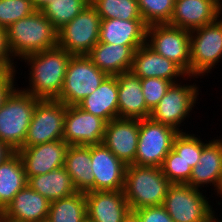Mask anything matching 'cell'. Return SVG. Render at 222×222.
I'll list each match as a JSON object with an SVG mask.
<instances>
[{
  "instance_id": "37",
  "label": "cell",
  "mask_w": 222,
  "mask_h": 222,
  "mask_svg": "<svg viewBox=\"0 0 222 222\" xmlns=\"http://www.w3.org/2000/svg\"><path fill=\"white\" fill-rule=\"evenodd\" d=\"M135 211L138 214L140 222H173L162 205L144 207Z\"/></svg>"
},
{
  "instance_id": "4",
  "label": "cell",
  "mask_w": 222,
  "mask_h": 222,
  "mask_svg": "<svg viewBox=\"0 0 222 222\" xmlns=\"http://www.w3.org/2000/svg\"><path fill=\"white\" fill-rule=\"evenodd\" d=\"M41 99L15 87L0 108V141L17 151L25 142L29 124Z\"/></svg>"
},
{
  "instance_id": "6",
  "label": "cell",
  "mask_w": 222,
  "mask_h": 222,
  "mask_svg": "<svg viewBox=\"0 0 222 222\" xmlns=\"http://www.w3.org/2000/svg\"><path fill=\"white\" fill-rule=\"evenodd\" d=\"M222 16L190 31V76H204L222 59ZM207 73V74H205Z\"/></svg>"
},
{
  "instance_id": "46",
  "label": "cell",
  "mask_w": 222,
  "mask_h": 222,
  "mask_svg": "<svg viewBox=\"0 0 222 222\" xmlns=\"http://www.w3.org/2000/svg\"><path fill=\"white\" fill-rule=\"evenodd\" d=\"M0 222H12V221L6 220V219H4V218H2V217L0 216Z\"/></svg>"
},
{
  "instance_id": "22",
  "label": "cell",
  "mask_w": 222,
  "mask_h": 222,
  "mask_svg": "<svg viewBox=\"0 0 222 222\" xmlns=\"http://www.w3.org/2000/svg\"><path fill=\"white\" fill-rule=\"evenodd\" d=\"M118 84V118H149L151 110L145 103L141 79L131 71L116 75Z\"/></svg>"
},
{
  "instance_id": "9",
  "label": "cell",
  "mask_w": 222,
  "mask_h": 222,
  "mask_svg": "<svg viewBox=\"0 0 222 222\" xmlns=\"http://www.w3.org/2000/svg\"><path fill=\"white\" fill-rule=\"evenodd\" d=\"M101 17L91 3L58 30V46L70 55H87L99 41Z\"/></svg>"
},
{
  "instance_id": "2",
  "label": "cell",
  "mask_w": 222,
  "mask_h": 222,
  "mask_svg": "<svg viewBox=\"0 0 222 222\" xmlns=\"http://www.w3.org/2000/svg\"><path fill=\"white\" fill-rule=\"evenodd\" d=\"M6 35L15 60L58 46V30L41 10L14 22Z\"/></svg>"
},
{
  "instance_id": "31",
  "label": "cell",
  "mask_w": 222,
  "mask_h": 222,
  "mask_svg": "<svg viewBox=\"0 0 222 222\" xmlns=\"http://www.w3.org/2000/svg\"><path fill=\"white\" fill-rule=\"evenodd\" d=\"M101 19L142 20L137 0H90Z\"/></svg>"
},
{
  "instance_id": "42",
  "label": "cell",
  "mask_w": 222,
  "mask_h": 222,
  "mask_svg": "<svg viewBox=\"0 0 222 222\" xmlns=\"http://www.w3.org/2000/svg\"><path fill=\"white\" fill-rule=\"evenodd\" d=\"M37 10H41L46 4L52 0H31Z\"/></svg>"
},
{
  "instance_id": "36",
  "label": "cell",
  "mask_w": 222,
  "mask_h": 222,
  "mask_svg": "<svg viewBox=\"0 0 222 222\" xmlns=\"http://www.w3.org/2000/svg\"><path fill=\"white\" fill-rule=\"evenodd\" d=\"M141 84L145 103L147 107L152 110L173 83L163 78L151 77L141 79Z\"/></svg>"
},
{
  "instance_id": "43",
  "label": "cell",
  "mask_w": 222,
  "mask_h": 222,
  "mask_svg": "<svg viewBox=\"0 0 222 222\" xmlns=\"http://www.w3.org/2000/svg\"><path fill=\"white\" fill-rule=\"evenodd\" d=\"M215 216L217 217V219H216ZM208 222H222V220L220 221V219L218 218V216L215 215L214 209H213V211H212V213H211V215H210V218H209V221H208Z\"/></svg>"
},
{
  "instance_id": "27",
  "label": "cell",
  "mask_w": 222,
  "mask_h": 222,
  "mask_svg": "<svg viewBox=\"0 0 222 222\" xmlns=\"http://www.w3.org/2000/svg\"><path fill=\"white\" fill-rule=\"evenodd\" d=\"M26 185L23 162L17 151H13L0 164V213Z\"/></svg>"
},
{
  "instance_id": "41",
  "label": "cell",
  "mask_w": 222,
  "mask_h": 222,
  "mask_svg": "<svg viewBox=\"0 0 222 222\" xmlns=\"http://www.w3.org/2000/svg\"><path fill=\"white\" fill-rule=\"evenodd\" d=\"M122 222H140V219L136 211L129 210L128 213L124 216Z\"/></svg>"
},
{
  "instance_id": "21",
  "label": "cell",
  "mask_w": 222,
  "mask_h": 222,
  "mask_svg": "<svg viewBox=\"0 0 222 222\" xmlns=\"http://www.w3.org/2000/svg\"><path fill=\"white\" fill-rule=\"evenodd\" d=\"M203 142L199 162L192 168V174L186 183L193 188L201 189L212 185L216 192L222 178V138ZM212 183V184H211Z\"/></svg>"
},
{
  "instance_id": "12",
  "label": "cell",
  "mask_w": 222,
  "mask_h": 222,
  "mask_svg": "<svg viewBox=\"0 0 222 222\" xmlns=\"http://www.w3.org/2000/svg\"><path fill=\"white\" fill-rule=\"evenodd\" d=\"M67 106L56 99L40 100L33 112L23 146L63 139Z\"/></svg>"
},
{
  "instance_id": "45",
  "label": "cell",
  "mask_w": 222,
  "mask_h": 222,
  "mask_svg": "<svg viewBox=\"0 0 222 222\" xmlns=\"http://www.w3.org/2000/svg\"><path fill=\"white\" fill-rule=\"evenodd\" d=\"M82 222H94V221L86 217Z\"/></svg>"
},
{
  "instance_id": "38",
  "label": "cell",
  "mask_w": 222,
  "mask_h": 222,
  "mask_svg": "<svg viewBox=\"0 0 222 222\" xmlns=\"http://www.w3.org/2000/svg\"><path fill=\"white\" fill-rule=\"evenodd\" d=\"M15 59L9 49L8 39L6 35V29L0 27V70L17 71V62H13ZM15 65V66H14Z\"/></svg>"
},
{
  "instance_id": "3",
  "label": "cell",
  "mask_w": 222,
  "mask_h": 222,
  "mask_svg": "<svg viewBox=\"0 0 222 222\" xmlns=\"http://www.w3.org/2000/svg\"><path fill=\"white\" fill-rule=\"evenodd\" d=\"M172 183L157 166L128 165L123 193L130 210L163 204Z\"/></svg>"
},
{
  "instance_id": "23",
  "label": "cell",
  "mask_w": 222,
  "mask_h": 222,
  "mask_svg": "<svg viewBox=\"0 0 222 222\" xmlns=\"http://www.w3.org/2000/svg\"><path fill=\"white\" fill-rule=\"evenodd\" d=\"M139 47L141 46L116 45L98 41L87 57L108 76H116L130 71L134 53Z\"/></svg>"
},
{
  "instance_id": "20",
  "label": "cell",
  "mask_w": 222,
  "mask_h": 222,
  "mask_svg": "<svg viewBox=\"0 0 222 222\" xmlns=\"http://www.w3.org/2000/svg\"><path fill=\"white\" fill-rule=\"evenodd\" d=\"M87 217L94 222H122L130 210L121 191H88L85 193Z\"/></svg>"
},
{
  "instance_id": "5",
  "label": "cell",
  "mask_w": 222,
  "mask_h": 222,
  "mask_svg": "<svg viewBox=\"0 0 222 222\" xmlns=\"http://www.w3.org/2000/svg\"><path fill=\"white\" fill-rule=\"evenodd\" d=\"M108 75L97 68L87 55H72L59 97L66 106H77L92 94Z\"/></svg>"
},
{
  "instance_id": "13",
  "label": "cell",
  "mask_w": 222,
  "mask_h": 222,
  "mask_svg": "<svg viewBox=\"0 0 222 222\" xmlns=\"http://www.w3.org/2000/svg\"><path fill=\"white\" fill-rule=\"evenodd\" d=\"M106 121L78 106H67L63 140L70 145H96L103 141Z\"/></svg>"
},
{
  "instance_id": "34",
  "label": "cell",
  "mask_w": 222,
  "mask_h": 222,
  "mask_svg": "<svg viewBox=\"0 0 222 222\" xmlns=\"http://www.w3.org/2000/svg\"><path fill=\"white\" fill-rule=\"evenodd\" d=\"M36 10L31 0H0V27L7 29Z\"/></svg>"
},
{
  "instance_id": "16",
  "label": "cell",
  "mask_w": 222,
  "mask_h": 222,
  "mask_svg": "<svg viewBox=\"0 0 222 222\" xmlns=\"http://www.w3.org/2000/svg\"><path fill=\"white\" fill-rule=\"evenodd\" d=\"M126 167L103 143L91 145L94 191L123 190Z\"/></svg>"
},
{
  "instance_id": "15",
  "label": "cell",
  "mask_w": 222,
  "mask_h": 222,
  "mask_svg": "<svg viewBox=\"0 0 222 222\" xmlns=\"http://www.w3.org/2000/svg\"><path fill=\"white\" fill-rule=\"evenodd\" d=\"M139 119L116 118L106 123L102 143L125 165H132L137 153Z\"/></svg>"
},
{
  "instance_id": "33",
  "label": "cell",
  "mask_w": 222,
  "mask_h": 222,
  "mask_svg": "<svg viewBox=\"0 0 222 222\" xmlns=\"http://www.w3.org/2000/svg\"><path fill=\"white\" fill-rule=\"evenodd\" d=\"M189 132H179L172 144V149L179 154L180 158L185 162L187 166L193 168L201 157L203 149V141L195 134H188Z\"/></svg>"
},
{
  "instance_id": "10",
  "label": "cell",
  "mask_w": 222,
  "mask_h": 222,
  "mask_svg": "<svg viewBox=\"0 0 222 222\" xmlns=\"http://www.w3.org/2000/svg\"><path fill=\"white\" fill-rule=\"evenodd\" d=\"M174 83L161 98L160 102L151 110L150 118L155 122L173 127L178 132H183L180 125L194 109L199 95V87L196 83ZM195 84V85H194ZM193 108V109H192ZM181 129V130H180Z\"/></svg>"
},
{
  "instance_id": "14",
  "label": "cell",
  "mask_w": 222,
  "mask_h": 222,
  "mask_svg": "<svg viewBox=\"0 0 222 222\" xmlns=\"http://www.w3.org/2000/svg\"><path fill=\"white\" fill-rule=\"evenodd\" d=\"M69 145L62 139L17 150L24 165L27 180L64 166Z\"/></svg>"
},
{
  "instance_id": "8",
  "label": "cell",
  "mask_w": 222,
  "mask_h": 222,
  "mask_svg": "<svg viewBox=\"0 0 222 222\" xmlns=\"http://www.w3.org/2000/svg\"><path fill=\"white\" fill-rule=\"evenodd\" d=\"M208 199L188 184H171L162 206L173 222H208L213 211Z\"/></svg>"
},
{
  "instance_id": "47",
  "label": "cell",
  "mask_w": 222,
  "mask_h": 222,
  "mask_svg": "<svg viewBox=\"0 0 222 222\" xmlns=\"http://www.w3.org/2000/svg\"><path fill=\"white\" fill-rule=\"evenodd\" d=\"M40 222H50V221L48 219H46V220H42Z\"/></svg>"
},
{
  "instance_id": "28",
  "label": "cell",
  "mask_w": 222,
  "mask_h": 222,
  "mask_svg": "<svg viewBox=\"0 0 222 222\" xmlns=\"http://www.w3.org/2000/svg\"><path fill=\"white\" fill-rule=\"evenodd\" d=\"M27 184L50 202L78 192L64 166L45 174L31 176Z\"/></svg>"
},
{
  "instance_id": "7",
  "label": "cell",
  "mask_w": 222,
  "mask_h": 222,
  "mask_svg": "<svg viewBox=\"0 0 222 222\" xmlns=\"http://www.w3.org/2000/svg\"><path fill=\"white\" fill-rule=\"evenodd\" d=\"M178 133L173 127L155 122L150 117L139 119V138L134 165L161 167Z\"/></svg>"
},
{
  "instance_id": "35",
  "label": "cell",
  "mask_w": 222,
  "mask_h": 222,
  "mask_svg": "<svg viewBox=\"0 0 222 222\" xmlns=\"http://www.w3.org/2000/svg\"><path fill=\"white\" fill-rule=\"evenodd\" d=\"M160 168L172 184H186L192 174L191 166H187L173 149L164 158Z\"/></svg>"
},
{
  "instance_id": "11",
  "label": "cell",
  "mask_w": 222,
  "mask_h": 222,
  "mask_svg": "<svg viewBox=\"0 0 222 222\" xmlns=\"http://www.w3.org/2000/svg\"><path fill=\"white\" fill-rule=\"evenodd\" d=\"M146 44L190 76V31L168 24L149 25Z\"/></svg>"
},
{
  "instance_id": "17",
  "label": "cell",
  "mask_w": 222,
  "mask_h": 222,
  "mask_svg": "<svg viewBox=\"0 0 222 222\" xmlns=\"http://www.w3.org/2000/svg\"><path fill=\"white\" fill-rule=\"evenodd\" d=\"M130 71L140 79L163 78L173 84L183 79L186 81L189 78L191 81V78H199L188 76L176 63L161 56L146 43L135 51Z\"/></svg>"
},
{
  "instance_id": "19",
  "label": "cell",
  "mask_w": 222,
  "mask_h": 222,
  "mask_svg": "<svg viewBox=\"0 0 222 222\" xmlns=\"http://www.w3.org/2000/svg\"><path fill=\"white\" fill-rule=\"evenodd\" d=\"M49 209L50 201L27 184L14 196L0 216L12 222H40L48 218Z\"/></svg>"
},
{
  "instance_id": "44",
  "label": "cell",
  "mask_w": 222,
  "mask_h": 222,
  "mask_svg": "<svg viewBox=\"0 0 222 222\" xmlns=\"http://www.w3.org/2000/svg\"><path fill=\"white\" fill-rule=\"evenodd\" d=\"M217 196L220 195L219 197L222 198V178H221V181H220V184H219V187L217 189Z\"/></svg>"
},
{
  "instance_id": "40",
  "label": "cell",
  "mask_w": 222,
  "mask_h": 222,
  "mask_svg": "<svg viewBox=\"0 0 222 222\" xmlns=\"http://www.w3.org/2000/svg\"><path fill=\"white\" fill-rule=\"evenodd\" d=\"M13 150H11L5 143L0 141V164L8 157Z\"/></svg>"
},
{
  "instance_id": "29",
  "label": "cell",
  "mask_w": 222,
  "mask_h": 222,
  "mask_svg": "<svg viewBox=\"0 0 222 222\" xmlns=\"http://www.w3.org/2000/svg\"><path fill=\"white\" fill-rule=\"evenodd\" d=\"M87 217L84 192H76L68 197L50 202L48 220L50 222H82Z\"/></svg>"
},
{
  "instance_id": "18",
  "label": "cell",
  "mask_w": 222,
  "mask_h": 222,
  "mask_svg": "<svg viewBox=\"0 0 222 222\" xmlns=\"http://www.w3.org/2000/svg\"><path fill=\"white\" fill-rule=\"evenodd\" d=\"M222 15V0H175L168 23L192 31L215 22Z\"/></svg>"
},
{
  "instance_id": "26",
  "label": "cell",
  "mask_w": 222,
  "mask_h": 222,
  "mask_svg": "<svg viewBox=\"0 0 222 222\" xmlns=\"http://www.w3.org/2000/svg\"><path fill=\"white\" fill-rule=\"evenodd\" d=\"M64 168L78 192L94 191L91 145H70L66 152Z\"/></svg>"
},
{
  "instance_id": "32",
  "label": "cell",
  "mask_w": 222,
  "mask_h": 222,
  "mask_svg": "<svg viewBox=\"0 0 222 222\" xmlns=\"http://www.w3.org/2000/svg\"><path fill=\"white\" fill-rule=\"evenodd\" d=\"M142 20L149 26L168 24L174 10L175 0H137Z\"/></svg>"
},
{
  "instance_id": "39",
  "label": "cell",
  "mask_w": 222,
  "mask_h": 222,
  "mask_svg": "<svg viewBox=\"0 0 222 222\" xmlns=\"http://www.w3.org/2000/svg\"><path fill=\"white\" fill-rule=\"evenodd\" d=\"M17 71L0 70V108L4 104L5 99L16 85ZM15 83V84H14Z\"/></svg>"
},
{
  "instance_id": "1",
  "label": "cell",
  "mask_w": 222,
  "mask_h": 222,
  "mask_svg": "<svg viewBox=\"0 0 222 222\" xmlns=\"http://www.w3.org/2000/svg\"><path fill=\"white\" fill-rule=\"evenodd\" d=\"M72 55L59 46L27 55L30 65L29 87L22 90L39 99H57L61 93L66 68ZM27 61V62H26Z\"/></svg>"
},
{
  "instance_id": "25",
  "label": "cell",
  "mask_w": 222,
  "mask_h": 222,
  "mask_svg": "<svg viewBox=\"0 0 222 222\" xmlns=\"http://www.w3.org/2000/svg\"><path fill=\"white\" fill-rule=\"evenodd\" d=\"M82 110L106 122L118 118V84L116 76H107L101 85L78 105Z\"/></svg>"
},
{
  "instance_id": "30",
  "label": "cell",
  "mask_w": 222,
  "mask_h": 222,
  "mask_svg": "<svg viewBox=\"0 0 222 222\" xmlns=\"http://www.w3.org/2000/svg\"><path fill=\"white\" fill-rule=\"evenodd\" d=\"M90 4V0H52L41 11L59 30Z\"/></svg>"
},
{
  "instance_id": "24",
  "label": "cell",
  "mask_w": 222,
  "mask_h": 222,
  "mask_svg": "<svg viewBox=\"0 0 222 222\" xmlns=\"http://www.w3.org/2000/svg\"><path fill=\"white\" fill-rule=\"evenodd\" d=\"M146 30L143 20L101 19L99 42L142 46L146 43Z\"/></svg>"
}]
</instances>
